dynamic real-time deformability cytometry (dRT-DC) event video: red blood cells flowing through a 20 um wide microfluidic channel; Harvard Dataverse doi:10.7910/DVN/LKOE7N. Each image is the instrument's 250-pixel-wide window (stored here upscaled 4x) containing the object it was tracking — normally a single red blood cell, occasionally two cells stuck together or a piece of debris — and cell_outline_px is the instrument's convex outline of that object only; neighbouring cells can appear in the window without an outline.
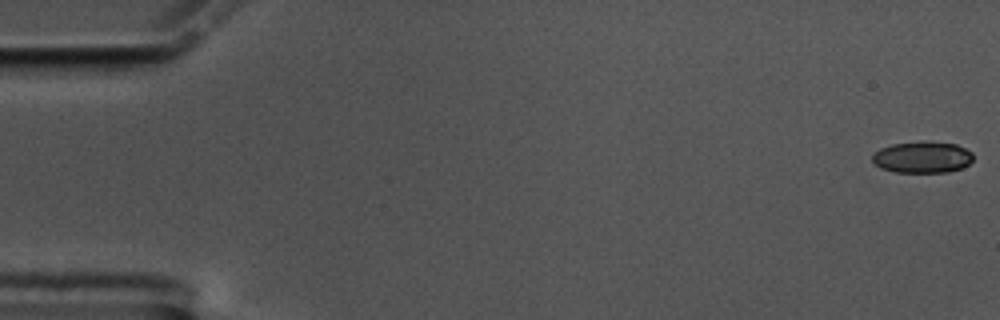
{"species": "common noctule bat (a hibernating species)", "species_latin": "Nyctalus noctula", "temperature_condition": "cold", "stored_images_in_passage": 59, "camera_frame_rate_fps": 3000, "um_per_image_px": 0.085, "animal": {"sex": "male", "body_mass_g": 17.5, "forearm_length_mm": 52.3}, "frame": {"image": 1, "passage_image": 1, "time_ms": 0.0, "image_size_px": [1000, 320], "cell_outline_px": [[972, 160], [968, 164], [960, 168], [948, 172], [896, 172], [880, 168], [872, 160], [872, 156], [880, 148], [892, 144], [956, 144], [972, 152]], "centroid_in_image_um": [78.38, 13.41], "position_along_channel_um": 6.6, "area_um2": 17.63}}
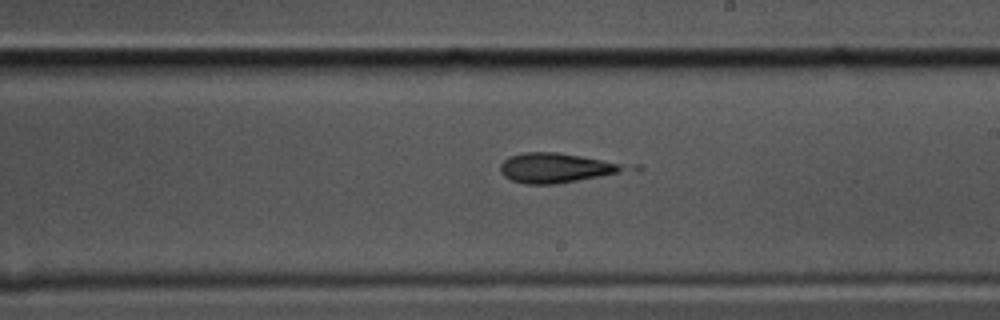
{"frame": {"image": 2, "passage_image": 34, "time_ms": 11.0, "image_size_px": [1000, 320], "cell_outline_px": [[644, 168], [556, 184], [524, 184], [512, 180], [504, 176], [500, 172], [500, 164], [508, 156], [520, 152], [556, 152], [640, 164]], "centroid_in_image_um": [47.51, 14.25], "position_along_channel_um": 241.5, "area_um2": 22.72}}
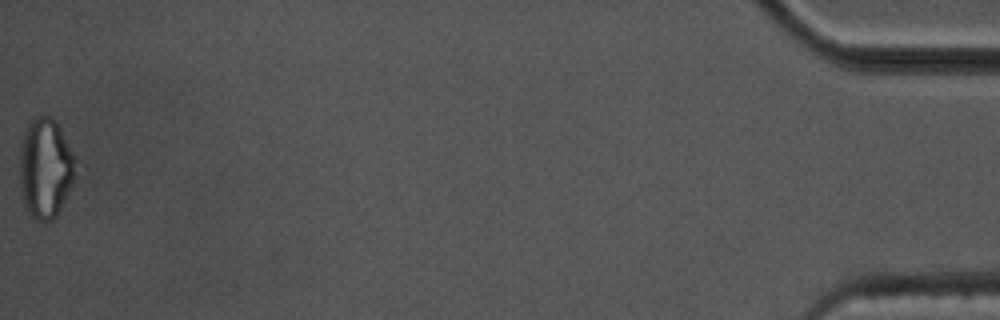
{"frame": {"image": 3, "passage_image": 59, "time_ms": 19.333, "image_size_px": [1000, 320], "cell_outline_px": [[76, 176], [56, 216], [52, 220], [36, 220], [24, 208], [20, 188], [20, 140], [32, 116], [40, 112], [52, 116], [56, 120], [76, 160]], "centroid_in_image_um": [3.84, 14.23], "position_along_channel_um": 431.4, "area_um2": 33.12}, "authors_computed_cell_mechanics": {"area_um2": 21.4438, "velocity_mm_per_s": 3.4628, "shape_relaxation_time_tau1_ms": null, "shape_relaxation_time_tau2_ms": 2.1579, "deformation_change_tau1": null, "deformation_change_tau2": 0.1237}}